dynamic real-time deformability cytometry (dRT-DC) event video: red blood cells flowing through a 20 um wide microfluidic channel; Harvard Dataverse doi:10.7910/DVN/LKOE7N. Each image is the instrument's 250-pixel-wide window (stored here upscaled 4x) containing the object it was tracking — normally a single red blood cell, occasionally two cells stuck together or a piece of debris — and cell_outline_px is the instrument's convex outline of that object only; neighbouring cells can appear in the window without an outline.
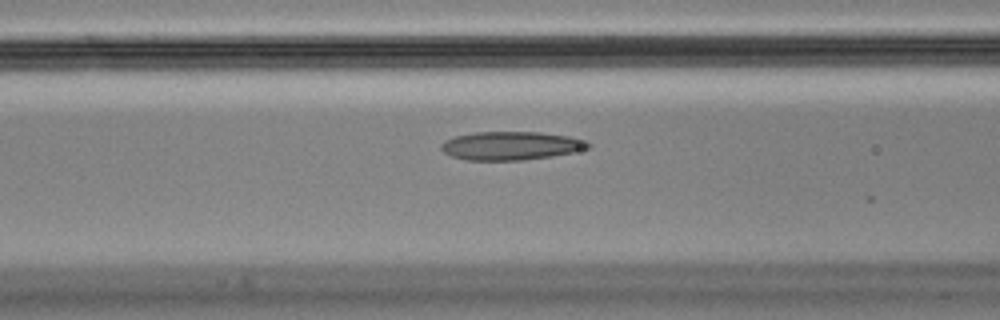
{"species": "Egyptian fruit bat (a non-hibernating species)", "species_latin": "Rousettus aegyptiacus", "temperature_condition": "cold", "stored_images_in_passage": 11, "camera_frame_rate_fps": 3000, "um_per_image_px": 0.085, "animal": {"sex": "male"}, "frame": {"image": 1, "passage_image": 9, "time_ms": 2.667, "image_size_px": [1000, 320], "cell_outline_px": [[592, 148], [552, 156], [524, 160], [468, 160], [452, 156], [444, 152], [440, 148], [440, 144], [444, 140], [456, 136], [476, 132], [540, 132], [568, 136], [588, 140], [592, 144]], "centroid_in_image_um": [43.47, 12.38], "position_along_channel_um": 123.1, "area_um2": 24.51}}